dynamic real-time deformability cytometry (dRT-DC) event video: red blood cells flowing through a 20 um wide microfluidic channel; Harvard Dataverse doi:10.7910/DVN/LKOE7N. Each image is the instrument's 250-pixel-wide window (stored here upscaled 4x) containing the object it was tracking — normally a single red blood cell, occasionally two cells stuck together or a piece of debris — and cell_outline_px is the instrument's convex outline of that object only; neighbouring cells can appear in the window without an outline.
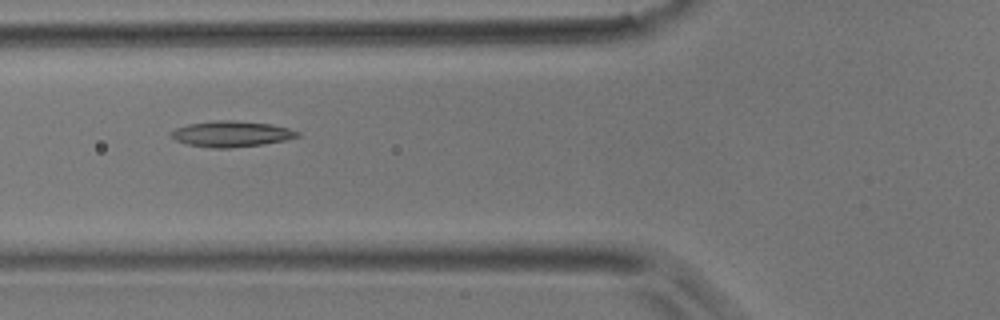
{"species": "common noctule bat (a hibernating species)", "species_latin": "Nyctalus noctula", "temperature_condition": "room temperature", "stored_images_in_passage": 3, "camera_frame_rate_fps": 3000, "um_per_image_px": 0.085, "animal": {"sex": "male", "body_mass_g": 17.9}, "frame": {"image": 1, "passage_image": 3, "time_ms": 0.667, "image_size_px": [1000, 320], "cell_outline_px": [[300, 136], [284, 140], [264, 144], [228, 148], [212, 148], [188, 144], [176, 140], [168, 132], [176, 128], [188, 124], [216, 120], [232, 120], [268, 124], [288, 128], [300, 132]], "centroid_in_image_um": [19.65, 11.38], "position_along_channel_um": 106.2, "area_um2": 18.84}}